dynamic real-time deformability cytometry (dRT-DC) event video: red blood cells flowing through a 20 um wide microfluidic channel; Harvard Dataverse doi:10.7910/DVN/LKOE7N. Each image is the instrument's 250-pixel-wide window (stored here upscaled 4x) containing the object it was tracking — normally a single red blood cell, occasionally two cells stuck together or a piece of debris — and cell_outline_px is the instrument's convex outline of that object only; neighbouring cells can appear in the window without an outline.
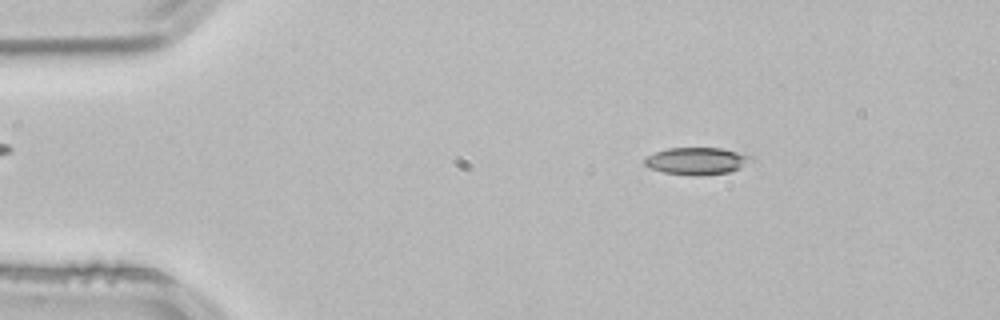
{"species": "common noctule bat (a hibernating species)", "species_latin": "Nyctalus noctula", "temperature_condition": "room temperature", "stored_images_in_passage": 39, "camera_frame_rate_fps": 3000, "um_per_image_px": 0.085, "animal": {"sex": "male", "body_mass_g": 21.5, "forearm_length_mm": 52.0}, "frame": {"image": 1, "passage_image": 8, "time_ms": 2.333, "image_size_px": [1000, 320], "cell_outline_px": [[756, 156], [740, 168], [728, 172], [700, 176], [692, 176], [664, 172], [648, 168], [644, 164], [644, 156], [668, 148], [720, 148]], "centroid_in_image_um": [59.2, 13.68], "position_along_channel_um": 25.8, "area_um2": 16.99}}
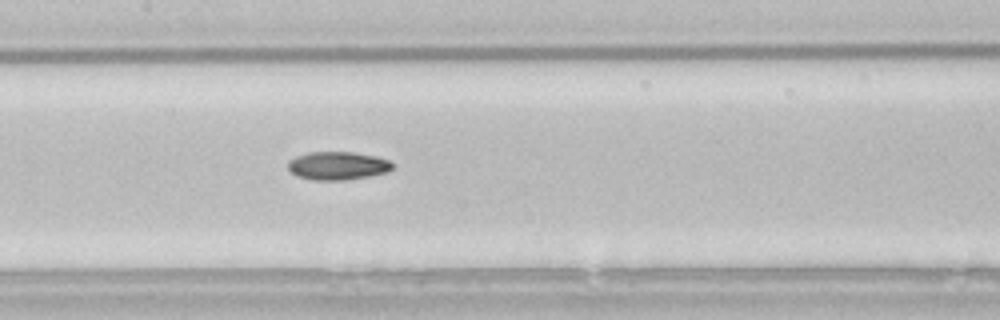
{"frame": {"image": 2, "passage_image": 25, "time_ms": 8.0, "image_size_px": [1000, 320], "cell_outline_px": [[392, 168], [388, 172], [368, 176], [344, 180], [312, 180], [296, 176], [288, 168], [288, 160], [296, 156], [308, 152], [352, 152], [376, 156], [392, 160]], "centroid_in_image_um": [28.7, 14.08], "position_along_channel_um": 178.7, "area_um2": 17.28}}
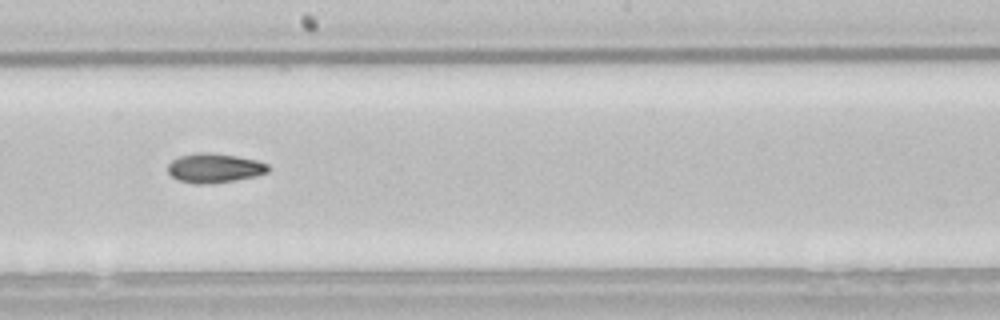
{"frame": {"image": 3, "passage_image": 29, "time_ms": 9.333, "image_size_px": [1000, 320], "cell_outline_px": [[268, 172], [256, 176], [232, 180], [204, 184], [192, 184], [180, 180], [172, 176], [168, 172], [168, 164], [172, 160], [180, 156], [196, 152], [212, 152], [236, 156], [256, 160], [268, 164]], "centroid_in_image_um": [18.2, 14.27], "position_along_channel_um": 230.0, "area_um2": 17.05}}